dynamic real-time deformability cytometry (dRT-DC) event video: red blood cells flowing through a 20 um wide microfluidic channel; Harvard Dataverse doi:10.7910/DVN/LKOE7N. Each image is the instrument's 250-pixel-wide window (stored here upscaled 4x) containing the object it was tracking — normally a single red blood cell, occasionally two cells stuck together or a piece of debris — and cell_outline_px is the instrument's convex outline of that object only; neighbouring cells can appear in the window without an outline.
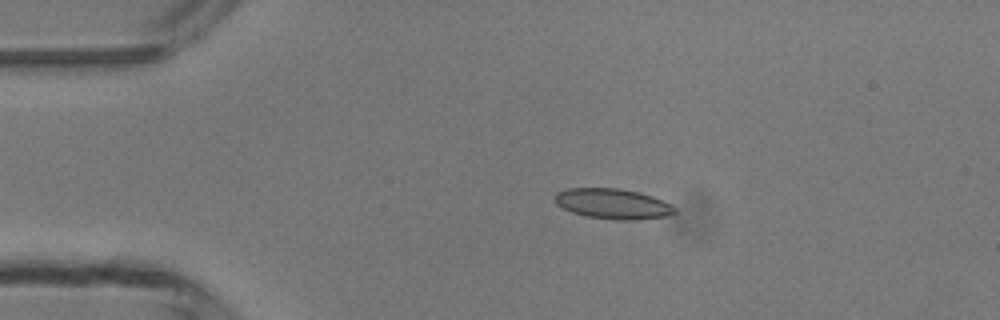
{"species": "common noctule bat (a hibernating species)", "species_latin": "Nyctalus noctula", "temperature_condition": "room temperature", "stored_images_in_passage": 4, "camera_frame_rate_fps": 3000, "um_per_image_px": 0.085, "animal": {"sex": "male", "body_mass_g": 13.3}, "frame": {"image": 1, "passage_image": 2, "time_ms": 1.333, "image_size_px": [1000, 320], "cell_outline_px": [[676, 212], [668, 216], [636, 220], [616, 220], [584, 216], [572, 212], [556, 204], [556, 192], [568, 188], [620, 188], [640, 192], [652, 196], [676, 208]], "centroid_in_image_um": [52.09, 17.32], "position_along_channel_um": 32.9, "area_um2": 21.15}}
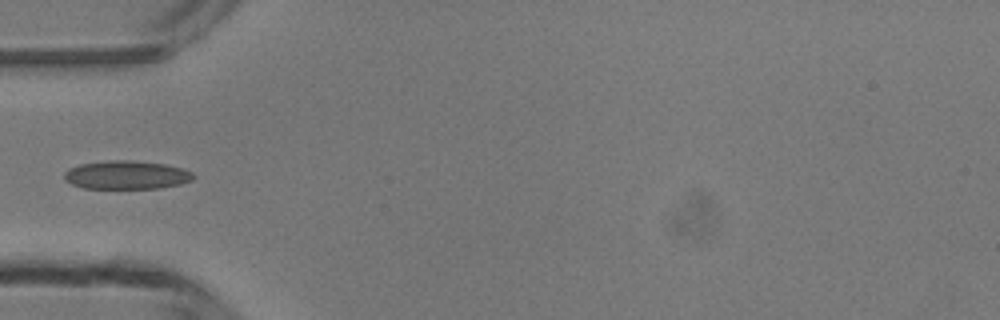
{"frame": {"image": 2, "passage_image": 4, "time_ms": 3.333, "image_size_px": [1000, 320], "cell_outline_px": [[196, 176], [192, 180], [180, 184], [160, 188], [84, 188], [72, 184], [64, 180], [64, 172], [68, 168], [80, 164], [108, 160], [132, 160], [164, 164], [184, 168], [192, 172]], "centroid_in_image_um": [10.76, 14.86], "position_along_channel_um": 74.2, "area_um2": 21.56}}